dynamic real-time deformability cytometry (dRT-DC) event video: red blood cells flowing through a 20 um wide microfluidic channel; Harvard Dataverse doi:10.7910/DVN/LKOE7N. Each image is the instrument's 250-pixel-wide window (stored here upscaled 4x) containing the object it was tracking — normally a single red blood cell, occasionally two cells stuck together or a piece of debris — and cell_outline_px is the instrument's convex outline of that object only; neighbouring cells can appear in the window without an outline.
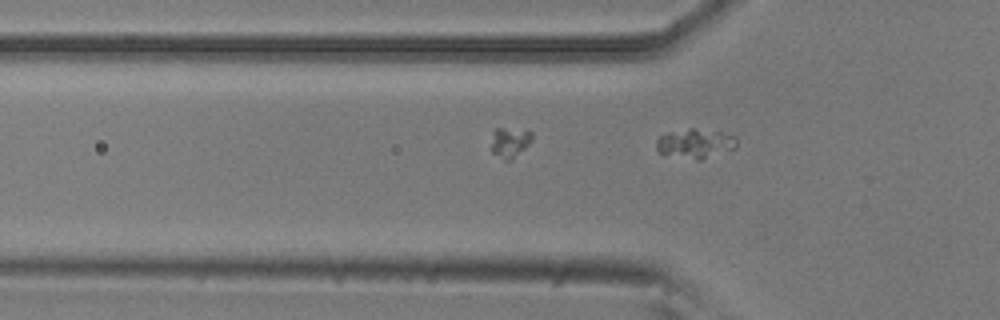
{"species": "common noctule bat (a hibernating species)", "species_latin": "Nyctalus noctula", "temperature_condition": "room temperature", "stored_images_in_passage": 17, "segment_of_instrument_passage": [2, 2], "camera_frame_rate_fps": 3000, "um_per_image_px": 0.085, "animal": {"sex": "male", "body_mass_g": 20.5, "forearm_length_mm": 52.5}, "frame": {"image": 1, "passage_image": 17, "time_ms": 5.333, "image_size_px": [1000, 320], "cell_outline_px": [[736, 148], [700, 160], [696, 160], [656, 152], [656, 140], [660, 136], [688, 128], [692, 128], [720, 132], [736, 136]], "centroid_in_image_um": [59.1, 12.21], "position_along_channel_um": 66.7, "area_um2": 13.58}}